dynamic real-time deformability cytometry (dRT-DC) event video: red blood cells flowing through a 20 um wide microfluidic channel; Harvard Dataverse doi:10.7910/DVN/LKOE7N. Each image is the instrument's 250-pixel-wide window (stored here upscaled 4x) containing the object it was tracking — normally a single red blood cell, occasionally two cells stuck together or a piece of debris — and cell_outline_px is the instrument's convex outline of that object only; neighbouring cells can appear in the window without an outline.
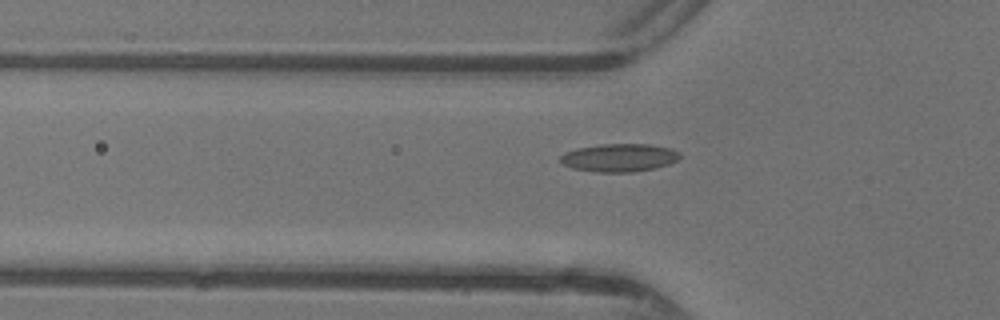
{"species": "common noctule bat (a hibernating species)", "species_latin": "Nyctalus noctula", "temperature_condition": "warm", "stored_images_in_passage": 35, "camera_frame_rate_fps": 3000, "um_per_image_px": 0.085, "animal": {"sex": "female"}, "frame": {"image": 1, "passage_image": 9, "time_ms": 2.667, "image_size_px": [1000, 320], "cell_outline_px": [[680, 156], [676, 160], [668, 164], [656, 168], [632, 172], [596, 172], [572, 168], [564, 164], [560, 160], [560, 156], [564, 152], [576, 148], [600, 144], [648, 144], [672, 148], [680, 152]], "centroid_in_image_um": [52.63, 13.4], "position_along_channel_um": 73.2, "area_um2": 19.59}}
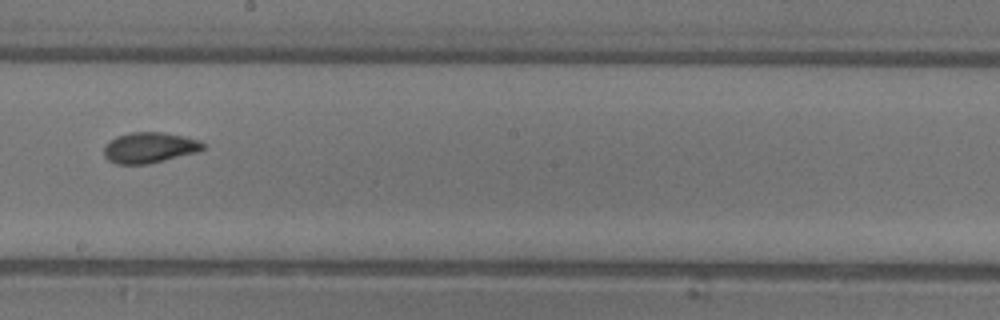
{"frame": {"image": 2, "passage_image": 20, "time_ms": 6.333, "image_size_px": [1000, 320], "cell_outline_px": [[204, 148], [196, 152], [148, 164], [116, 164], [108, 160], [104, 156], [104, 148], [108, 140], [116, 136], [128, 132], [160, 132], [184, 136], [196, 140], [204, 144]], "centroid_in_image_um": [12.64, 12.54], "position_along_channel_um": 235.6, "area_um2": 17.63}}
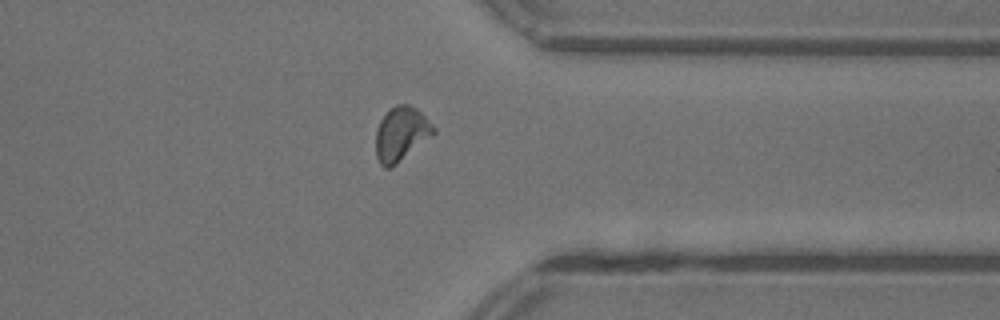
{"frame": {"image": 3, "passage_image": 30, "time_ms": 9.667, "image_size_px": [1000, 320], "cell_outline_px": [[436, 132], [392, 168], [384, 168], [380, 164], [376, 156], [376, 128], [380, 120], [396, 104], [408, 104], [416, 108], [436, 128]], "centroid_in_image_um": [34.08, 11.4], "position_along_channel_um": 377.3, "area_um2": 18.09}}